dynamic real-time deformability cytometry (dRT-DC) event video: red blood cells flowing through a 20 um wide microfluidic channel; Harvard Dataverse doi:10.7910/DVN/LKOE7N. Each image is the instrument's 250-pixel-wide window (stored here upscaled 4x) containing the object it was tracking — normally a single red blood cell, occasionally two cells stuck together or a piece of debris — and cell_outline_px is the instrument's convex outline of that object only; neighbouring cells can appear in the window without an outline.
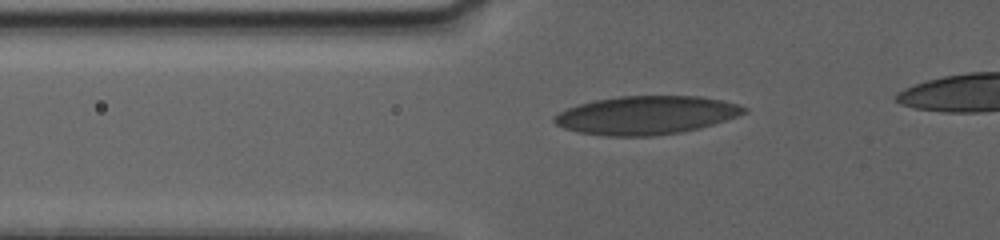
{"species": "human", "species_latin": "Homo sapiens", "temperature_condition": "warm", "stored_images_in_passage": 58, "camera_frame_rate_fps": 3000, "um_per_image_px": 0.085, "donor": {"sex": "female"}, "frame": {"image": 1, "passage_image": 20, "time_ms": 6.333, "image_size_px": [1000, 240], "cell_outline_px": [[748, 112], [700, 128], [680, 132], [652, 136], [604, 136], [580, 132], [564, 128], [556, 124], [552, 120], [560, 112], [568, 108], [592, 100], [620, 96], [700, 96], [740, 104], [748, 108]], "centroid_in_image_um": [54.94, 9.79], "position_along_channel_um": 70.9, "area_um2": 42.31}}
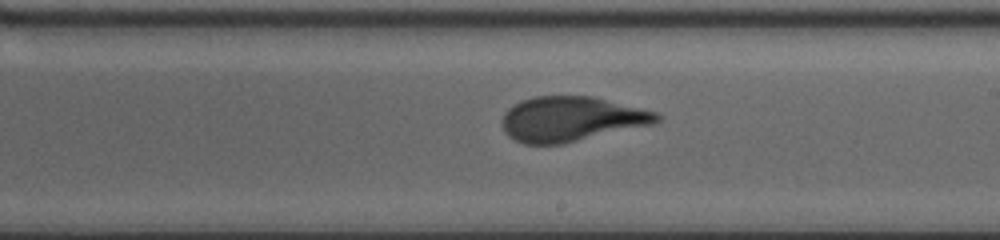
{"frame": {"image": 2, "passage_image": 37, "time_ms": 12.0, "image_size_px": [1000, 240], "cell_outline_px": [[660, 120], [652, 124], [564, 144], [524, 144], [512, 140], [504, 132], [500, 120], [504, 112], [508, 108], [520, 100], [532, 96], [592, 96], [656, 112], [660, 116]], "centroid_in_image_um": [48.48, 10.12], "position_along_channel_um": 240.5, "area_um2": 40.63}}
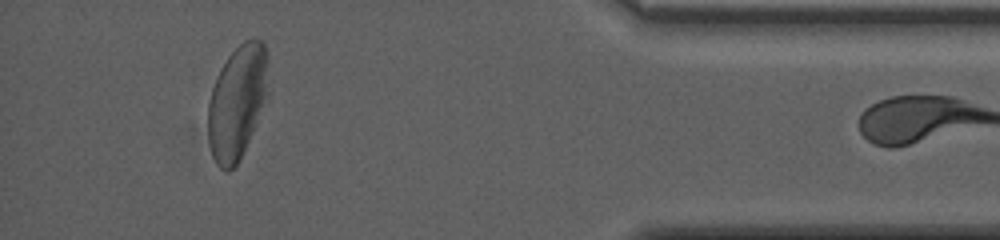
{"frame": {"image": 3, "passage_image": 57, "time_ms": 18.667, "image_size_px": [1000, 240], "cell_outline_px": [[268, 60], [264, 96], [248, 140], [240, 160], [228, 172], [220, 168], [216, 164], [212, 156], [208, 140], [208, 104], [212, 88], [220, 68], [228, 56], [244, 40], [252, 36], [260, 40], [264, 44], [268, 56]], "centroid_in_image_um": [20.1, 8.65], "position_along_channel_um": 415.1, "area_um2": 39.02}}